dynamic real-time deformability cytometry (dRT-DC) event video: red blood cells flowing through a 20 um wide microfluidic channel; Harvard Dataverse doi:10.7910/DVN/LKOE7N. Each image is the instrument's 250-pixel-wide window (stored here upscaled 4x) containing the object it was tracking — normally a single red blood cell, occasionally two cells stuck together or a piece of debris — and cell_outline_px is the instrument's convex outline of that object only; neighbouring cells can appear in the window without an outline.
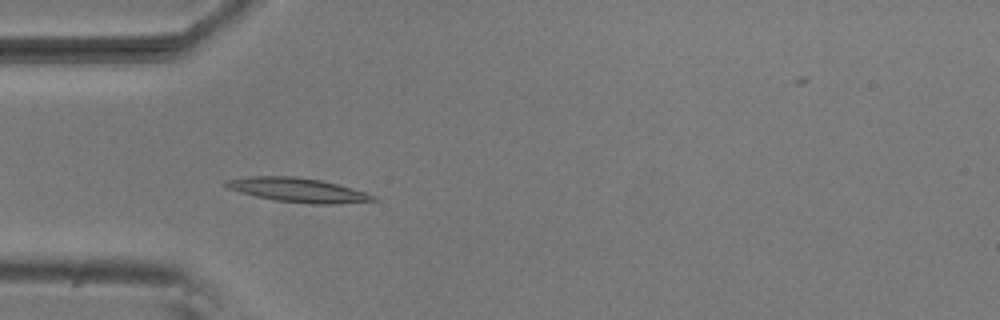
{"species": "common noctule bat (a hibernating species)", "species_latin": "Nyctalus noctula", "temperature_condition": "room temperature", "stored_images_in_passage": 7, "camera_frame_rate_fps": 3000, "um_per_image_px": 0.085, "animal": {"sex": "male", "body_mass_g": 20.5, "forearm_length_mm": 52.5}, "frame": {"image": 1, "passage_image": 4, "time_ms": 1.0, "image_size_px": [1000, 320], "cell_outline_px": [[380, 200], [332, 204], [312, 204], [276, 200], [256, 196], [240, 192], [228, 188], [224, 184], [224, 180], [248, 176], [292, 176], [320, 180], [352, 188], [376, 196]], "centroid_in_image_um": [25.31, 16.15], "position_along_channel_um": 59.7, "area_um2": 20.58}}
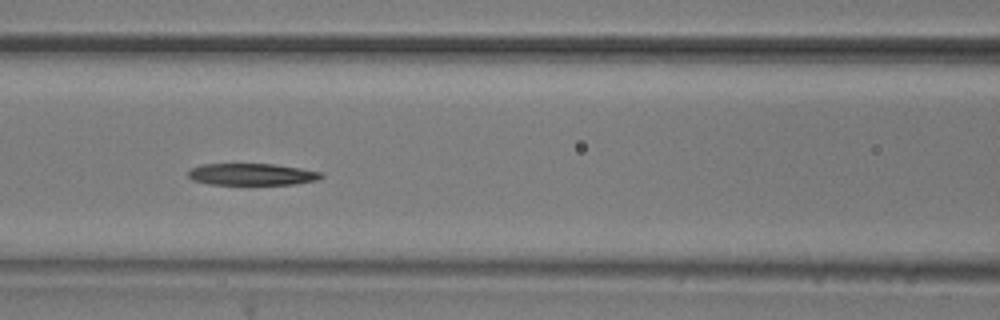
{"frame": {"image": 2, "passage_image": 6, "time_ms": 1.667, "image_size_px": [1000, 320], "cell_outline_px": [[324, 176], [320, 180], [296, 184], [208, 184], [192, 180], [188, 176], [188, 172], [192, 168], [200, 164], [276, 164], [300, 168], [320, 172]], "centroid_in_image_um": [21.43, 14.82], "position_along_channel_um": 145.2, "area_um2": 16.94}}
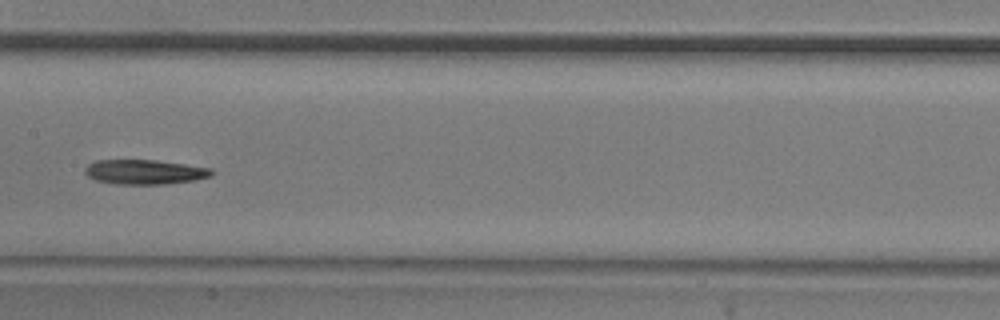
{"frame": {"image": 3, "passage_image": 7, "time_ms": 2.0, "image_size_px": [1000, 320], "cell_outline_px": [[212, 176], [196, 180], [164, 184], [116, 184], [96, 180], [88, 176], [84, 172], [84, 168], [88, 164], [96, 160], [156, 160], [212, 168]], "centroid_in_image_um": [12.29, 14.61], "position_along_channel_um": 195.1, "area_um2": 18.21}}